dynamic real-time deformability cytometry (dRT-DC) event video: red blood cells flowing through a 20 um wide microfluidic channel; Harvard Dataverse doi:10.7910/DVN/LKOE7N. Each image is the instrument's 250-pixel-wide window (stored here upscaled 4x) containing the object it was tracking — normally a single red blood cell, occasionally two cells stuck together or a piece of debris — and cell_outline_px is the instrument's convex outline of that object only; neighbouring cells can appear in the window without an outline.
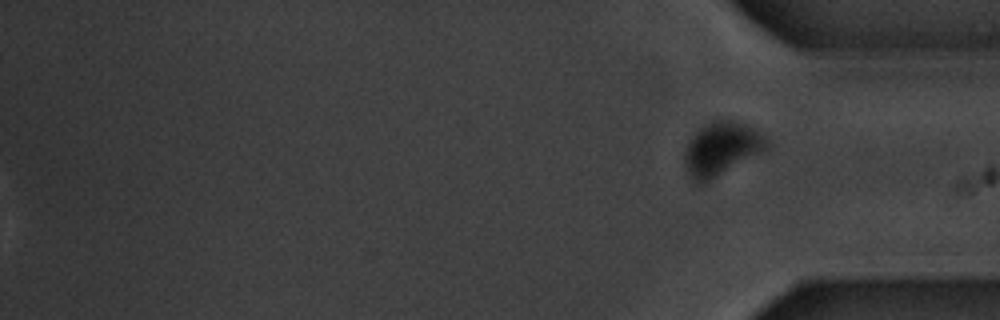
{"species": "common noctule bat (a hibernating species)", "species_latin": "Nyctalus noctula", "temperature_condition": "warm", "stored_images_in_passage": 13, "segment_of_instrument_passage": [2, 2], "camera_frame_rate_fps": 3000, "um_per_image_px": 0.085, "animal": {"sex": "male", "body_mass_g": 20.1, "forearm_length_mm": 53.5}, "frame": {"image": 1, "passage_image": 13, "time_ms": 15.667, "image_size_px": [1000, 320], "cell_outline_px": [[768, 148], [704, 184], [696, 184], [688, 176], [684, 160], [684, 152], [692, 136], [700, 128], [712, 120], [736, 120], [748, 124], [756, 128], [768, 140]], "centroid_in_image_um": [61.31, 12.64], "position_along_channel_um": 373.9, "area_um2": 25.66}}